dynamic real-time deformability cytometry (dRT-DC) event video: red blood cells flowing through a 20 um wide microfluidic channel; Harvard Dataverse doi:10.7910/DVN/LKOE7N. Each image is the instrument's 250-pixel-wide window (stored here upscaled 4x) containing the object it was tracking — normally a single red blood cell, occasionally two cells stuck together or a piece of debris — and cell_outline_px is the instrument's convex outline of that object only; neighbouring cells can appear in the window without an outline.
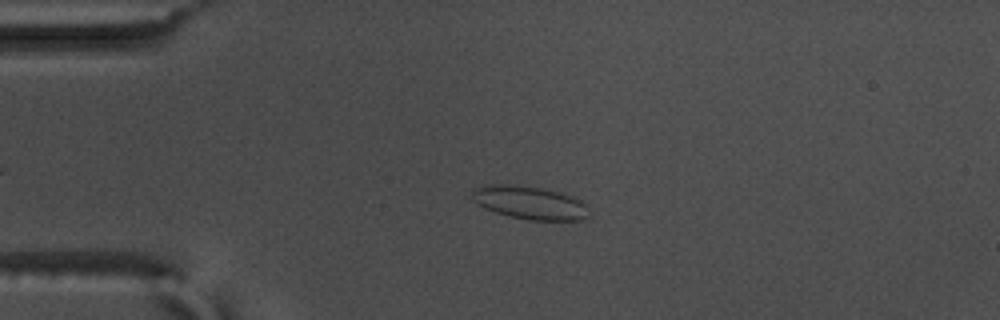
{"species": "common noctule bat (a hibernating species)", "species_latin": "Nyctalus noctula", "temperature_condition": "warm", "stored_images_in_passage": 44, "camera_frame_rate_fps": 3000, "um_per_image_px": 0.085, "animal": {"sex": "male", "body_mass_g": 17.5, "forearm_length_mm": 52.3}, "frame": {"image": 1, "passage_image": 13, "time_ms": 4.0, "image_size_px": [1000, 320], "cell_outline_px": [[592, 216], [584, 220], [528, 220], [496, 212], [484, 208], [472, 200], [472, 192], [476, 188], [484, 184], [508, 184], [540, 188], [556, 192], [580, 200], [588, 204]], "centroid_in_image_um": [45.07, 17.24], "position_along_channel_um": 39.9, "area_um2": 22.6}}
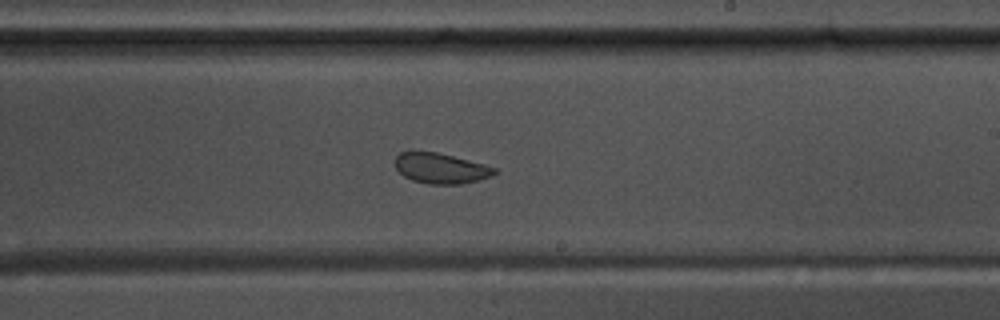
{"frame": {"image": 2, "passage_image": 33, "time_ms": 10.667, "image_size_px": [1000, 320], "cell_outline_px": [[496, 172], [492, 176], [460, 184], [428, 184], [412, 180], [404, 176], [396, 168], [396, 156], [400, 152], [436, 152], [484, 164], [496, 168]], "centroid_in_image_um": [37.46, 14.31], "position_along_channel_um": 251.5, "area_um2": 17.28}}
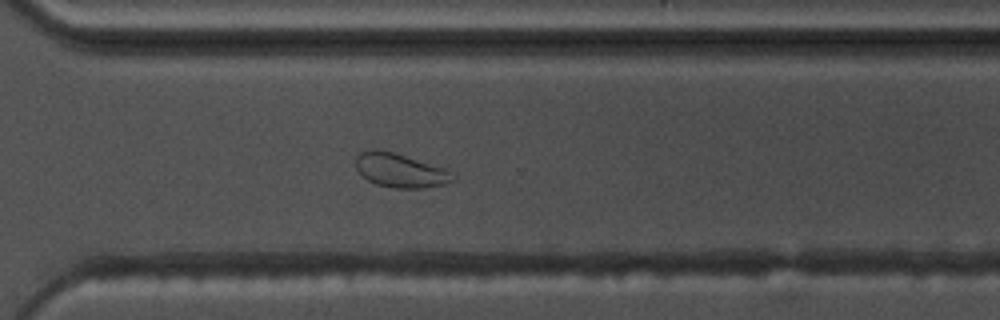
{"frame": {"image": 3, "passage_image": 40, "time_ms": 13.0, "image_size_px": [1000, 320], "cell_outline_px": [[456, 180], [444, 184], [424, 188], [396, 188], [376, 184], [360, 176], [356, 168], [356, 156], [360, 152], [372, 148], [392, 152], [444, 168], [456, 172]], "centroid_in_image_um": [34.03, 14.49], "position_along_channel_um": 336.6, "area_um2": 19.36}, "authors_computed_cell_mechanics": {"area_um2": 19.0162, "velocity_mm_per_s": 3.6388, "shape_relaxation_time_tau1_ms": 7.3293, "shape_relaxation_time_tau2_ms": 1.0854, "deformation_change_tau1": 0.1193, "deformation_change_tau2": 0.0564}}